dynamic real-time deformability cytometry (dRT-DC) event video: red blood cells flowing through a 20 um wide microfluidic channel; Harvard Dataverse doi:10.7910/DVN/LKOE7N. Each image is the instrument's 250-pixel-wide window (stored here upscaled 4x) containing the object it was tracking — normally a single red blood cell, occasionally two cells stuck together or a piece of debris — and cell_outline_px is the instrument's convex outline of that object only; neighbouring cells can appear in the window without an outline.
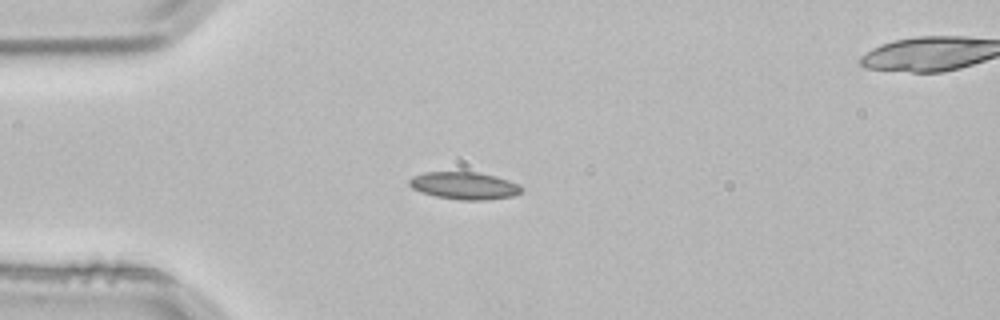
{"species": "common noctule bat (a hibernating species)", "species_latin": "Nyctalus noctula", "temperature_condition": "room temperature", "stored_images_in_passage": 3, "segment_of_instrument_passage": [1, 2], "camera_frame_rate_fps": 3000, "um_per_image_px": 0.085, "animal": {"sex": "male", "body_mass_g": 21.5, "forearm_length_mm": 52.0}, "frame": {"image": 1, "passage_image": 2, "time_ms": 0.333, "image_size_px": [1000, 320], "cell_outline_px": [[520, 192], [512, 196], [484, 200], [464, 200], [436, 196], [420, 192], [412, 188], [408, 184], [408, 180], [412, 176], [424, 172], [476, 172], [496, 176], [520, 184]], "centroid_in_image_um": [39.42, 15.77], "position_along_channel_um": 45.6, "area_um2": 17.8}}